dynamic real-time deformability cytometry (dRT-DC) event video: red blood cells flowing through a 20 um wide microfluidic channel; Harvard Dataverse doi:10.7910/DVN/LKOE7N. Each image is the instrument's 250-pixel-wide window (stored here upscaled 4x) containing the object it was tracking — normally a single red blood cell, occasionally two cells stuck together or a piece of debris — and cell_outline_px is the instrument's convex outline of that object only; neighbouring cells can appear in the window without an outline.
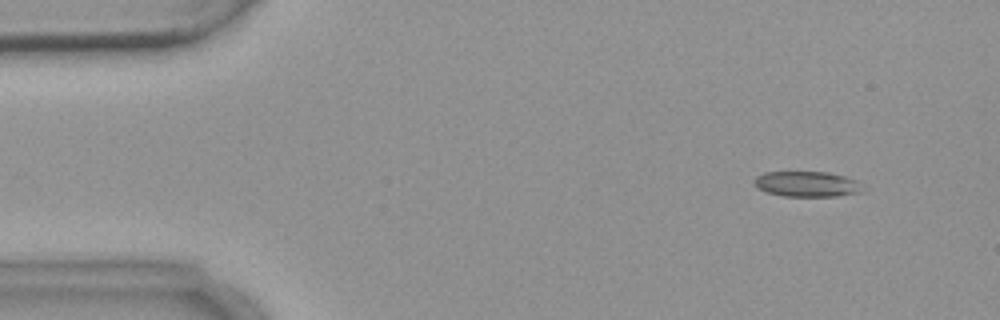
{"species": "common noctule bat (a hibernating species)", "species_latin": "Nyctalus noctula", "temperature_condition": "warm", "stored_images_in_passage": 4, "camera_frame_rate_fps": 3000, "um_per_image_px": 0.085, "animal": {"sex": "female", "body_mass_g": 18.4}, "frame": {"image": 1, "passage_image": 1, "time_ms": 0.0, "image_size_px": [1000, 320], "cell_outline_px": [[860, 192], [836, 196], [780, 196], [764, 192], [752, 180], [756, 176], [764, 172], [828, 172], [844, 176], [856, 180]], "centroid_in_image_um": [68.5, 15.64], "position_along_channel_um": 16.5, "area_um2": 15.84}}
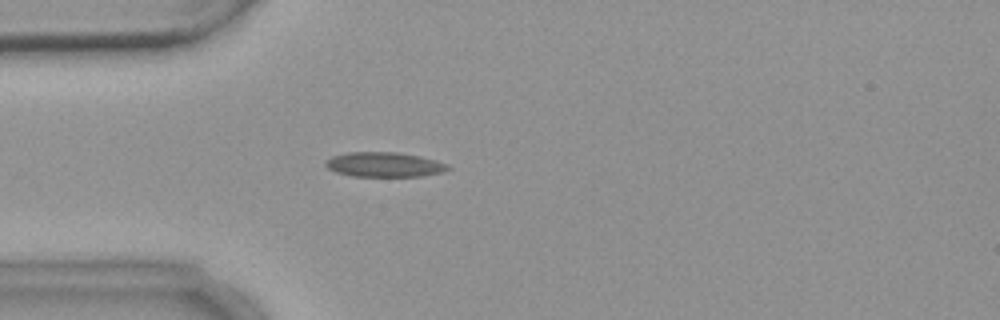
{"frame": {"image": 2, "passage_image": 4, "time_ms": 3.333, "image_size_px": [1000, 320], "cell_outline_px": [[452, 168], [440, 172], [420, 176], [352, 176], [336, 172], [328, 168], [324, 164], [324, 160], [332, 156], [348, 152], [396, 152], [420, 156], [448, 164]], "centroid_in_image_um": [32.62, 13.98], "position_along_channel_um": 52.4, "area_um2": 17.57}}